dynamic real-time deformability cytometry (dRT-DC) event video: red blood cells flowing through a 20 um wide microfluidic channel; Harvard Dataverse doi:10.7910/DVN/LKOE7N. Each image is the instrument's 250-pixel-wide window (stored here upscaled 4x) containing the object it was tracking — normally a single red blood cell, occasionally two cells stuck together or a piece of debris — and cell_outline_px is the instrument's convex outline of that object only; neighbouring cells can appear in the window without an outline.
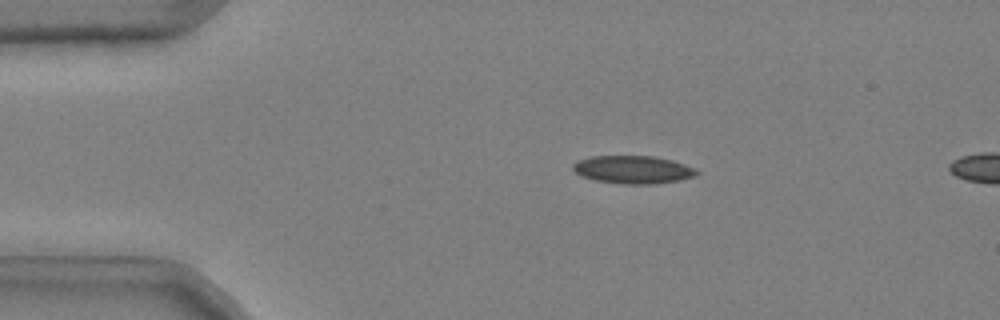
{"species": "common noctule bat (a hibernating species)", "species_latin": "Nyctalus noctula", "temperature_condition": "cold", "stored_images_in_passage": 5, "camera_frame_rate_fps": 3000, "um_per_image_px": 0.085, "animal": {"sex": "male", "body_mass_g": 20.4}, "frame": {"image": 1, "passage_image": 1, "time_ms": 0.0, "image_size_px": [1000, 320], "cell_outline_px": [[700, 172], [696, 176], [680, 180], [652, 184], [624, 184], [596, 180], [580, 176], [572, 168], [572, 164], [576, 160], [592, 156], [652, 156], [672, 160], [696, 168]], "centroid_in_image_um": [53.81, 14.41], "position_along_channel_um": 31.2, "area_um2": 20.23}}